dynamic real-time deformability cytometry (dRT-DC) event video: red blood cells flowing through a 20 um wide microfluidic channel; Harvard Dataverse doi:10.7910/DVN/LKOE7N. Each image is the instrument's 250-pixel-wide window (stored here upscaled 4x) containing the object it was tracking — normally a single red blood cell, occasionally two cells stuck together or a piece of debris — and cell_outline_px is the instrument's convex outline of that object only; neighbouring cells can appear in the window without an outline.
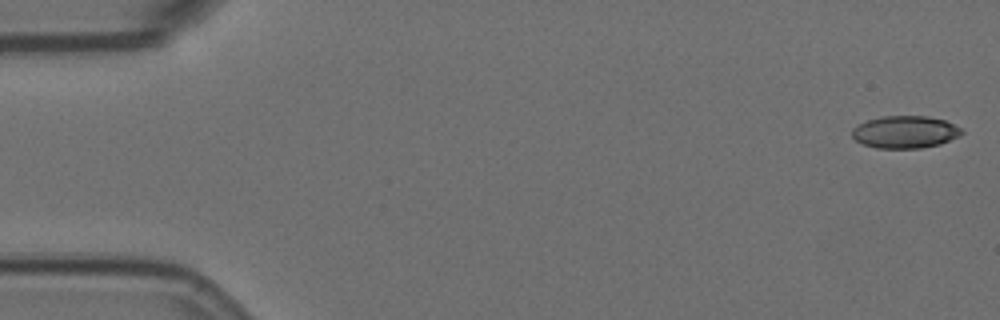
{"species": "Egyptian fruit bat (a non-hibernating species)", "species_latin": "Rousettus aegyptiacus", "temperature_condition": "room temperature", "stored_images_in_passage": 5, "camera_frame_rate_fps": 3000, "um_per_image_px": 0.085, "animal": {"sex": "female"}, "frame": {"image": 1, "passage_image": 1, "time_ms": 0.0, "image_size_px": [1000, 320], "cell_outline_px": [[964, 132], [960, 136], [940, 144], [920, 148], [876, 148], [864, 144], [856, 140], [852, 136], [852, 128], [868, 120], [884, 116], [928, 116], [944, 120], [960, 128]], "centroid_in_image_um": [76.94, 11.22], "position_along_channel_um": 8.1, "area_um2": 20.52}}
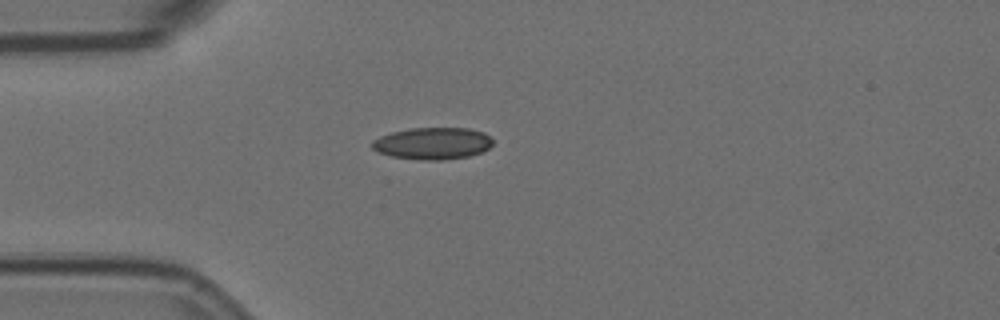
{"frame": {"image": 2, "passage_image": 5, "time_ms": 1.333, "image_size_px": [1000, 320], "cell_outline_px": [[492, 144], [488, 148], [480, 152], [468, 156], [440, 160], [424, 160], [392, 156], [376, 152], [372, 148], [372, 140], [380, 136], [392, 132], [408, 128], [468, 128], [484, 132], [492, 140]], "centroid_in_image_um": [36.74, 12.18], "position_along_channel_um": 48.3, "area_um2": 22.37}}